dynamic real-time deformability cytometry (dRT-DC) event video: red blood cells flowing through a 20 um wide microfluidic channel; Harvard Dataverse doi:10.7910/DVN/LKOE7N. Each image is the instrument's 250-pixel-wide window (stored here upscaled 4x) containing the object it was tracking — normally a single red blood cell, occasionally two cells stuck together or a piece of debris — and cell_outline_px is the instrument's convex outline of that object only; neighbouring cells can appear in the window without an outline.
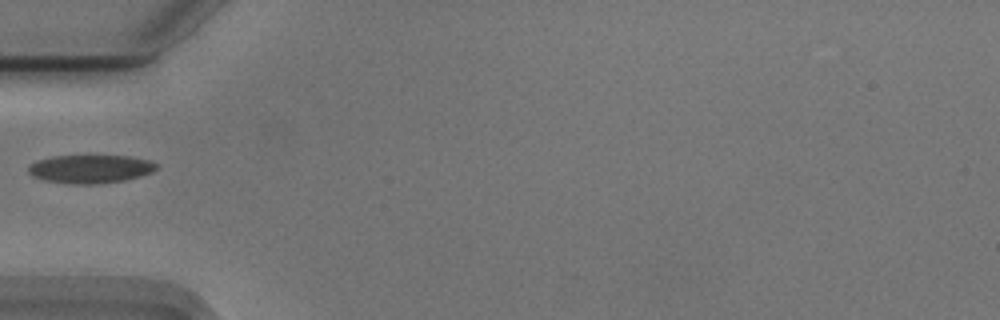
{"species": "Egyptian fruit bat (a non-hibernating species)", "species_latin": "Rousettus aegyptiacus", "temperature_condition": "cold", "stored_images_in_passage": 32, "camera_frame_rate_fps": 3000, "um_per_image_px": 0.085, "animal": {"sex": "male"}, "frame": {"image": 1, "passage_image": 1, "time_ms": 0.0, "image_size_px": [1000, 320], "cell_outline_px": [[160, 164], [152, 172], [140, 176], [124, 180], [100, 184], [68, 184], [44, 180], [32, 176], [28, 172], [28, 164], [36, 160], [52, 156], [88, 152], [132, 156], [148, 160]], "centroid_in_image_um": [7.66, 14.3], "position_along_channel_um": 77.3, "area_um2": 22.54}}
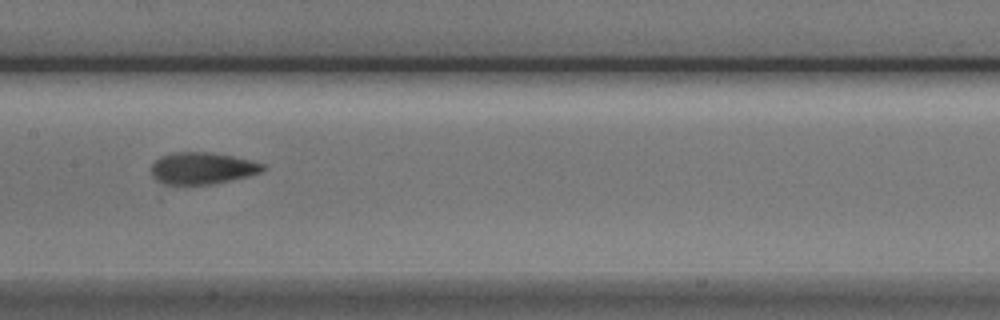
{"frame": {"image": 2, "passage_image": 10, "time_ms": 3.0, "image_size_px": [1000, 320], "cell_outline_px": [[268, 168], [264, 172], [248, 176], [212, 184], [164, 184], [156, 180], [152, 176], [152, 164], [160, 156], [176, 152], [204, 152], [232, 156], [252, 160], [264, 164]], "centroid_in_image_um": [17.23, 14.3], "position_along_channel_um": 190.2, "area_um2": 20.69}}
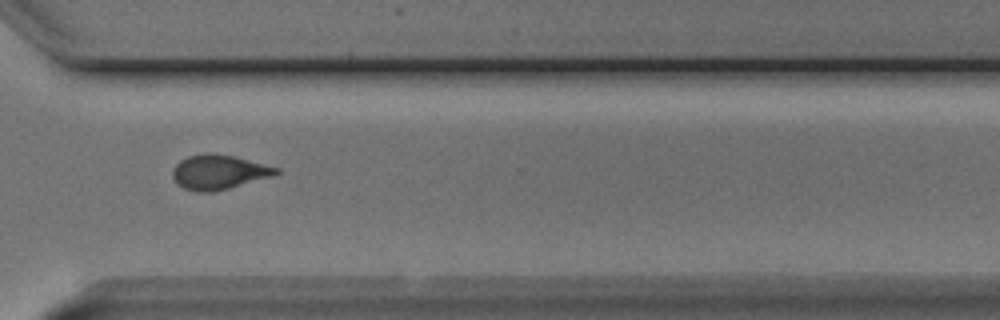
{"frame": {"image": 3, "passage_image": 23, "time_ms": 7.333, "image_size_px": [1000, 320], "cell_outline_px": [[280, 172], [272, 176], [228, 188], [212, 192], [196, 192], [184, 188], [176, 184], [172, 176], [172, 168], [180, 160], [188, 156], [204, 152], [208, 152], [232, 156], [280, 168]], "centroid_in_image_um": [18.54, 14.62], "position_along_channel_um": 352.1, "area_um2": 20.81}}